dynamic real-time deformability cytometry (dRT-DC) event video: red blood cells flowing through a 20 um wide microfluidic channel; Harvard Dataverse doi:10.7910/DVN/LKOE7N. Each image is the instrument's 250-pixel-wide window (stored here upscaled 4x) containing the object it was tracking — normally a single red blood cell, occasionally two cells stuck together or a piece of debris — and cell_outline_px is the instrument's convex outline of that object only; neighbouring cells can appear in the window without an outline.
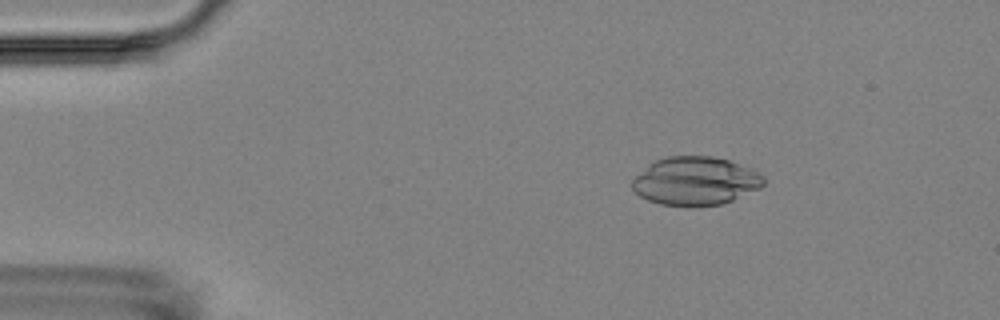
{"species": "Egyptian fruit bat (a non-hibernating species)", "species_latin": "Rousettus aegyptiacus", "temperature_condition": "room temperature", "stored_images_in_passage": 4, "camera_frame_rate_fps": 3000, "um_per_image_px": 0.085, "animal": {"sex": "female"}, "frame": {"image": 1, "passage_image": 3, "time_ms": 2.333, "image_size_px": [1000, 320], "cell_outline_px": [[764, 184], [760, 188], [732, 200], [720, 204], [696, 208], [660, 204], [648, 200], [640, 196], [632, 188], [632, 180], [636, 176], [656, 160], [668, 156], [712, 156], [728, 160], [760, 172], [764, 176]], "centroid_in_image_um": [59.13, 15.41], "position_along_channel_um": 25.9, "area_um2": 37.11}}